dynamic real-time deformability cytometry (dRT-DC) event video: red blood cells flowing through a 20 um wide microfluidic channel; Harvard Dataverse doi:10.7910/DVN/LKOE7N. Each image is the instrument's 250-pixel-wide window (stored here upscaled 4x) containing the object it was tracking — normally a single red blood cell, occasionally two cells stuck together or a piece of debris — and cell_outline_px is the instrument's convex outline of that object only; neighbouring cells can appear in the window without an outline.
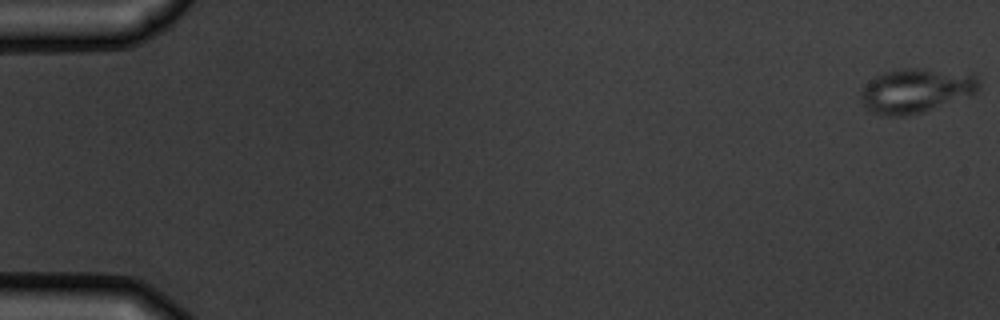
{"species": "common noctule bat (a hibernating species)", "species_latin": "Nyctalus noctula", "temperature_condition": "warm", "stored_images_in_passage": 4, "camera_frame_rate_fps": 3000, "um_per_image_px": 0.085, "animal": {"sex": "male", "body_mass_g": 19.5, "forearm_length_mm": 54.6}, "frame": {"image": 1, "passage_image": 1, "time_ms": 0.0, "image_size_px": [1000, 320], "cell_outline_px": [[980, 88], [976, 92], [924, 112], [908, 116], [880, 116], [864, 108], [860, 100], [860, 92], [864, 84], [868, 80], [884, 72], [904, 68], [924, 68], [976, 72], [980, 80]], "centroid_in_image_um": [77.86, 7.68], "position_along_channel_um": 7.1, "area_um2": 31.39}}